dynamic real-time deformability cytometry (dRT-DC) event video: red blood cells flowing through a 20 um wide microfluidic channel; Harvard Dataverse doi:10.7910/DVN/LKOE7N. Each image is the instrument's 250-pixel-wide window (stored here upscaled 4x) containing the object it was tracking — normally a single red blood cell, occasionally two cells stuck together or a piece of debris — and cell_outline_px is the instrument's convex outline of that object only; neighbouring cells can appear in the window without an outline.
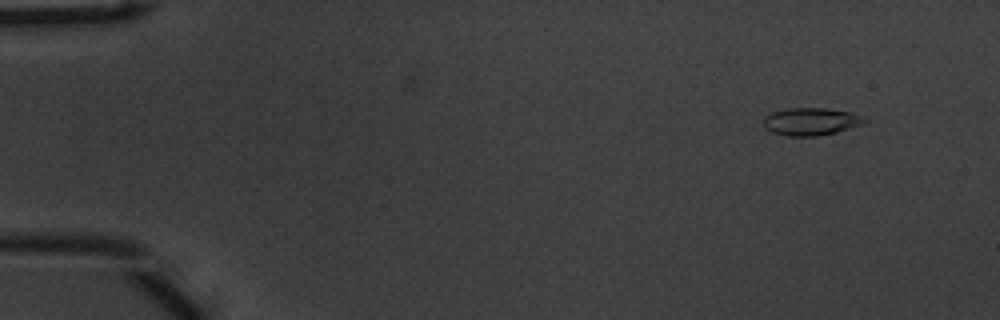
{"species": "common noctule bat (a hibernating species)", "species_latin": "Nyctalus noctula", "temperature_condition": "warm", "stored_images_in_passage": 47, "camera_frame_rate_fps": 3000, "um_per_image_px": 0.085, "animal": {"sex": "male", "body_mass_g": 20.1, "forearm_length_mm": 53.5}, "frame": {"image": 1, "passage_image": 1, "time_ms": 0.0, "image_size_px": [1000, 320], "cell_outline_px": [[864, 120], [860, 124], [836, 132], [816, 136], [788, 136], [772, 132], [764, 128], [764, 116], [772, 112], [788, 108], [824, 108], [848, 112], [860, 116]], "centroid_in_image_um": [68.82, 10.33], "position_along_channel_um": 16.2, "area_um2": 15.84}}
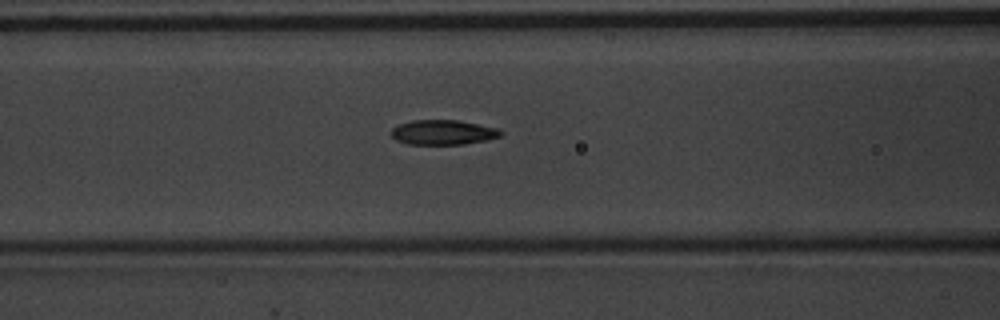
{"frame": {"image": 2, "passage_image": 19, "time_ms": 6.0, "image_size_px": [1000, 320], "cell_outline_px": [[504, 132], [500, 136], [488, 140], [464, 144], [408, 144], [396, 140], [388, 132], [396, 124], [412, 120], [460, 120], [500, 128]], "centroid_in_image_um": [37.66, 11.24], "position_along_channel_um": 128.9, "area_um2": 16.18}}
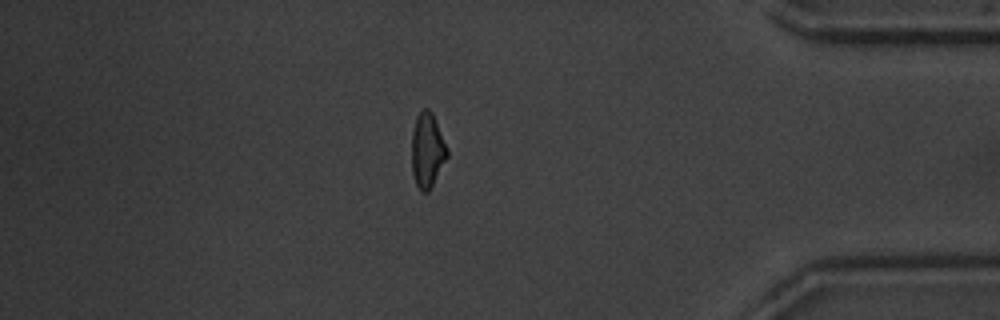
{"frame": {"image": 3, "passage_image": 43, "time_ms": 14.0, "image_size_px": [1000, 320], "cell_outline_px": [[448, 156], [428, 192], [420, 192], [416, 184], [412, 172], [412, 128], [416, 116], [424, 108], [428, 108], [432, 112], [448, 148]], "centroid_in_image_um": [36.31, 12.76], "position_along_channel_um": 398.9, "area_um2": 15.49}, "authors_computed_cell_mechanics": {"area_um2": 15.8372, "velocity_mm_per_s": 3.7571, "shape_relaxation_time_tau1_ms": 4.1537, "shape_relaxation_time_tau2_ms": 2.2205, "deformation_change_tau1": 0.1951, "deformation_change_tau2": 0.0848}}